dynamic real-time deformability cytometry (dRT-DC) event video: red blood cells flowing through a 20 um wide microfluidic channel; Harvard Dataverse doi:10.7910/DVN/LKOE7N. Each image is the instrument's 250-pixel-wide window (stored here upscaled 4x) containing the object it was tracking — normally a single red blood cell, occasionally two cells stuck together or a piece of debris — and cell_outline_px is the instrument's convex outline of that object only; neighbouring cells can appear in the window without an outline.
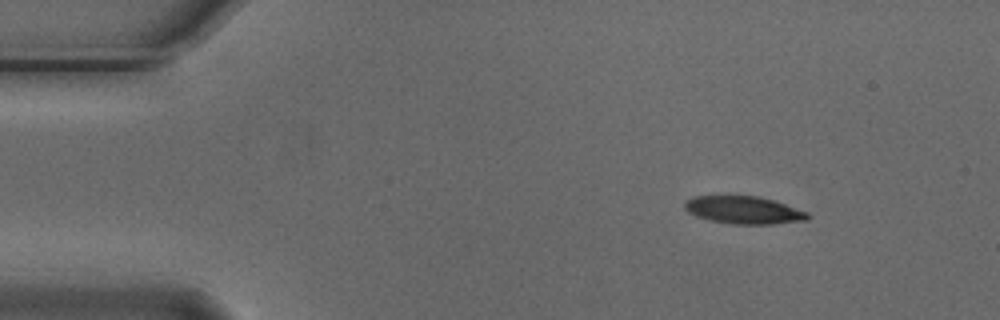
{"species": "Egyptian fruit bat (a non-hibernating species)", "species_latin": "Rousettus aegyptiacus", "temperature_condition": "cold", "stored_images_in_passage": 49, "camera_frame_rate_fps": 3000, "um_per_image_px": 0.085, "animal": {"sex": "male"}, "frame": {"image": 1, "passage_image": 1, "time_ms": 0.0, "image_size_px": [1000, 320], "cell_outline_px": [[808, 220], [772, 224], [732, 224], [708, 220], [696, 216], [688, 212], [684, 208], [684, 200], [692, 196], [760, 196], [808, 212]], "centroid_in_image_um": [63.16, 17.85], "position_along_channel_um": 21.8, "area_um2": 19.83}}
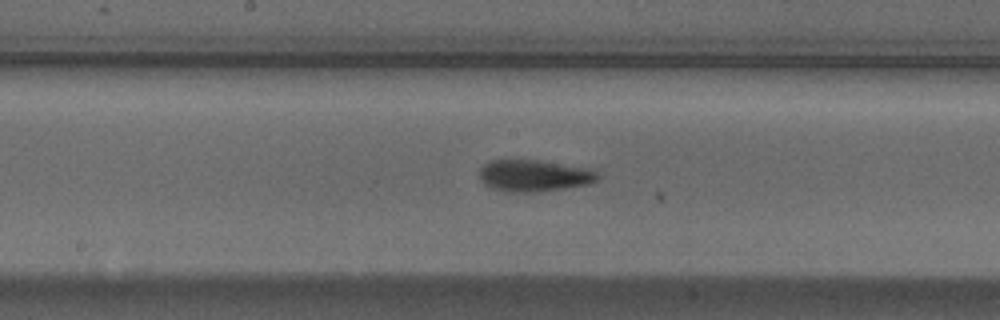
{"frame": {"image": 2, "passage_image": 22, "time_ms": 7.0, "image_size_px": [1000, 320], "cell_outline_px": [[600, 180], [588, 184], [564, 188], [532, 192], [504, 192], [488, 188], [480, 180], [480, 168], [484, 164], [492, 160], [536, 160], [592, 168], [600, 176]], "centroid_in_image_um": [45.39, 14.94], "position_along_channel_um": 202.8, "area_um2": 22.08}}
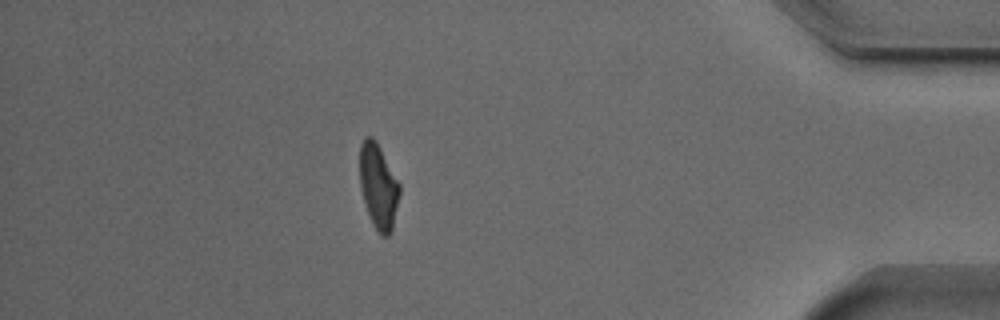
{"frame": {"image": 3, "passage_image": 42, "time_ms": 13.667, "image_size_px": [1000, 320], "cell_outline_px": [[400, 192], [392, 228], [388, 236], [380, 236], [372, 224], [360, 188], [360, 144], [364, 136], [372, 136], [376, 140], [400, 184]], "centroid_in_image_um": [32.15, 15.81], "position_along_channel_um": 403.0, "area_um2": 19.65}, "authors_computed_cell_mechanics": {"area_um2": 20.9236, "velocity_mm_per_s": 3.7135, "shape_relaxation_time_tau1_ms": 3.5555, "shape_relaxation_time_tau2_ms": 3.5138, "deformation_change_tau1": 0.1403, "deformation_change_tau2": 0.1091}}